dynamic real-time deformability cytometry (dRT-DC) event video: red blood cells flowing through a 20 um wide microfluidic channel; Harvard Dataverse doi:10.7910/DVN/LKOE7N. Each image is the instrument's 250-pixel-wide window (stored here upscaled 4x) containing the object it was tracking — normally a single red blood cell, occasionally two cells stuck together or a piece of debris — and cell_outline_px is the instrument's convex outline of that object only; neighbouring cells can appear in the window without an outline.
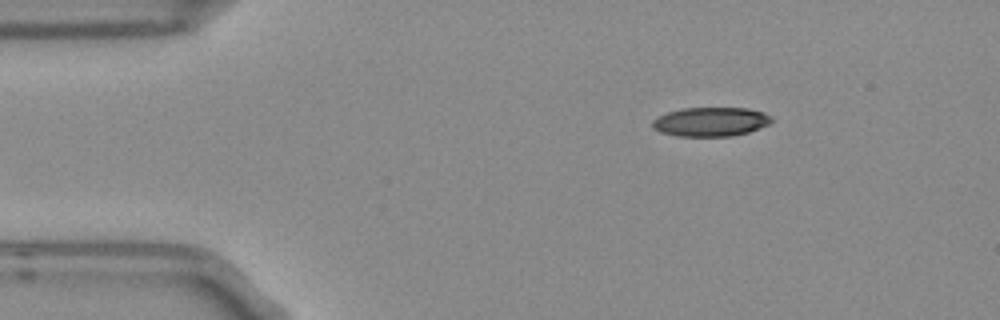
{"species": "Egyptian fruit bat (a non-hibernating species)", "species_latin": "Rousettus aegyptiacus", "temperature_condition": "room temperature", "stored_images_in_passage": 3, "camera_frame_rate_fps": 3000, "um_per_image_px": 0.085, "frame": {"image": 1, "passage_image": 1, "time_ms": 0.0, "image_size_px": [1000, 320], "cell_outline_px": [[772, 120], [768, 124], [748, 132], [732, 136], [676, 136], [660, 132], [652, 128], [652, 120], [668, 112], [684, 108], [748, 108], [764, 112], [772, 116]], "centroid_in_image_um": [60.4, 10.35], "position_along_channel_um": 24.6, "area_um2": 20.17}}
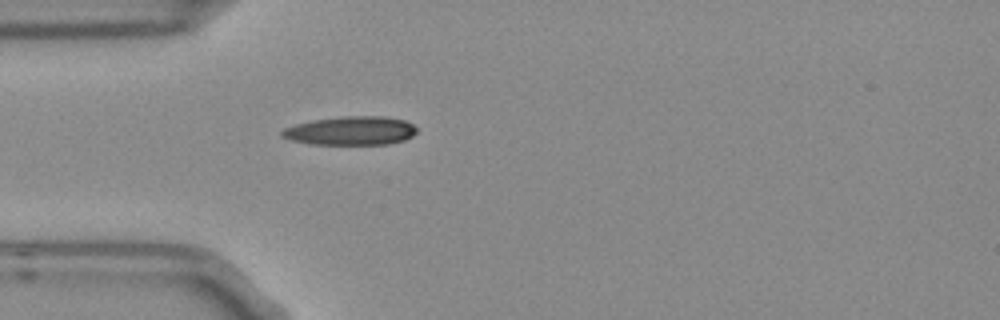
{"frame": {"image": 2, "passage_image": 3, "time_ms": 0.667, "image_size_px": [1000, 320], "cell_outline_px": [[416, 132], [412, 136], [404, 140], [388, 144], [308, 144], [292, 140], [280, 136], [280, 132], [284, 128], [296, 124], [312, 120], [344, 116], [384, 116], [404, 120], [412, 124], [416, 128]], "centroid_in_image_um": [29.8, 11.11], "position_along_channel_um": 55.2, "area_um2": 22.54}}